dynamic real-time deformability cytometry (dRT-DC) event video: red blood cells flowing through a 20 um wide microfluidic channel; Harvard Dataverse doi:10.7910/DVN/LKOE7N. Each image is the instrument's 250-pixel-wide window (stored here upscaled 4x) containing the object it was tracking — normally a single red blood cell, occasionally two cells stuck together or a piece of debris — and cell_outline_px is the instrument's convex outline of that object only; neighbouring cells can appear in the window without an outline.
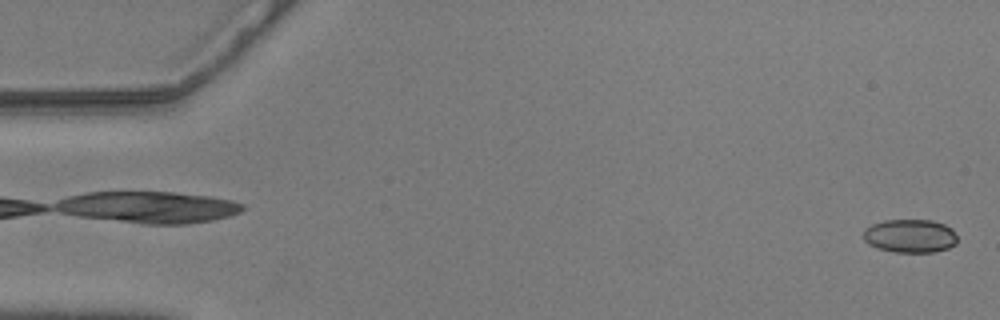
{"species": "common noctule bat (a hibernating species)", "species_latin": "Nyctalus noctula", "temperature_condition": "warm", "stored_images_in_passage": 57, "camera_frame_rate_fps": 3000, "um_per_image_px": 0.085, "animal": {"sex": "male", "body_mass_g": 20.5, "forearm_length_mm": 52.5}, "frame": {"image": 1, "passage_image": 1, "time_ms": 0.0, "image_size_px": [1000, 320], "cell_outline_px": [[956, 244], [948, 248], [932, 252], [896, 252], [876, 248], [868, 244], [864, 240], [864, 228], [872, 224], [884, 220], [932, 220], [944, 224], [952, 228], [956, 236]], "centroid_in_image_um": [77.34, 20.05], "position_along_channel_um": 7.7, "area_um2": 18.38}}
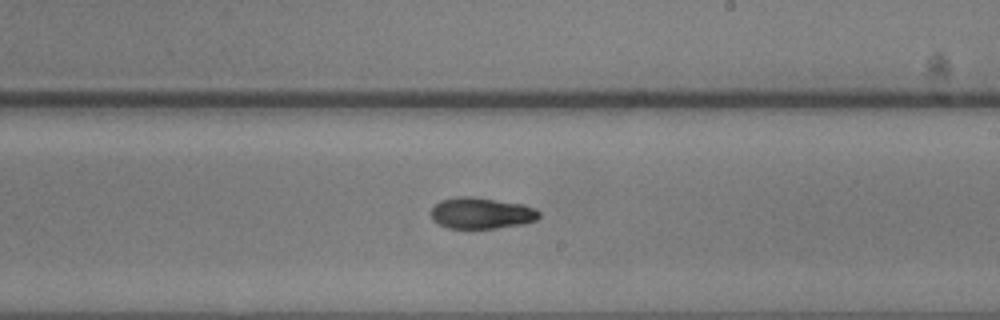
{"frame": {"image": 2, "passage_image": 33, "time_ms": 10.667, "image_size_px": [1000, 320], "cell_outline_px": [[540, 216], [536, 220], [524, 224], [496, 228], [448, 228], [432, 220], [428, 212], [440, 200], [456, 196], [472, 196], [524, 204], [536, 208], [540, 212]], "centroid_in_image_um": [40.91, 18.11], "position_along_channel_um": 248.1, "area_um2": 20.0}}
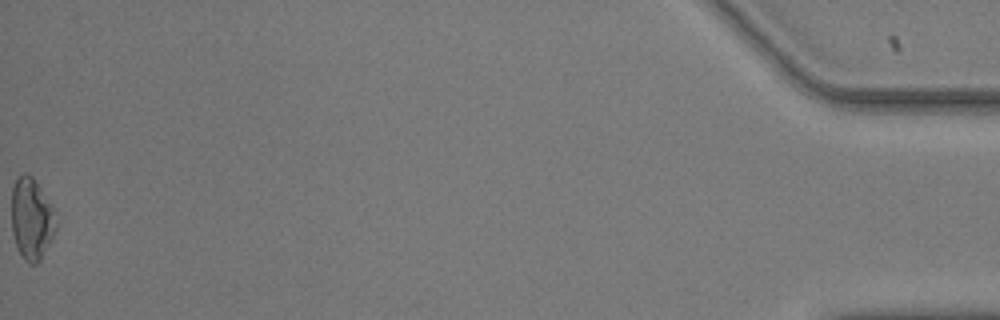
{"frame": {"image": 3, "passage_image": 57, "time_ms": 18.667, "image_size_px": [1000, 320], "cell_outline_px": [[56, 228], [40, 260], [36, 264], [28, 264], [24, 260], [16, 244], [12, 232], [12, 188], [20, 172], [28, 172], [32, 176], [56, 208]], "centroid_in_image_um": [2.7, 18.54], "position_along_channel_um": 432.5, "area_um2": 21.39}, "authors_computed_cell_mechanics": {"area_um2": 19.8254, "velocity_mm_per_s": 3.5852, "shape_relaxation_time_tau1_ms": null, "shape_relaxation_time_tau2_ms": 4.7906, "deformation_change_tau1": null, "deformation_change_tau2": 0.096}}